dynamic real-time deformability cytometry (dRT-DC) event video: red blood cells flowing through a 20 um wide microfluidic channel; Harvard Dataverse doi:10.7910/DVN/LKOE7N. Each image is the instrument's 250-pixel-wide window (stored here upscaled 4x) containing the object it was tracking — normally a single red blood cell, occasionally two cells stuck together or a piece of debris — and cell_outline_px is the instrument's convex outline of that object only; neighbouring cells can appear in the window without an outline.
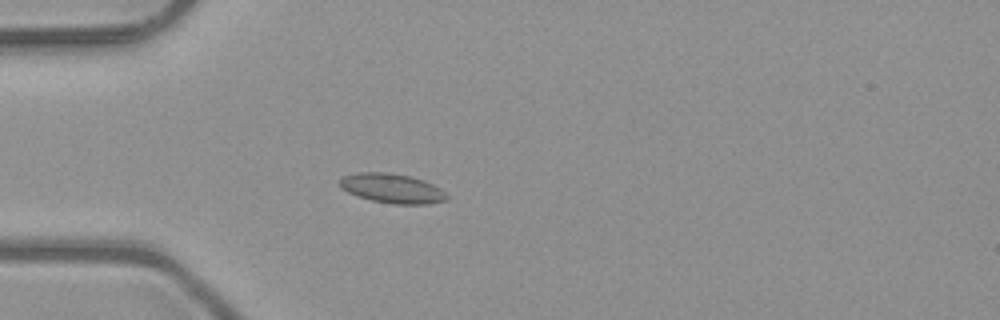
{"species": "common noctule bat (a hibernating species)", "species_latin": "Nyctalus noctula", "temperature_condition": "room temperature", "stored_images_in_passage": 3, "camera_frame_rate_fps": 3000, "um_per_image_px": 0.085, "animal": {"sex": "male", "body_mass_g": 23.1, "forearm_length_mm": 52.7}, "frame": {"image": 1, "passage_image": 3, "time_ms": 0.667, "image_size_px": [1000, 320], "cell_outline_px": [[448, 200], [428, 204], [392, 204], [372, 200], [356, 196], [340, 188], [340, 180], [344, 176], [360, 172], [388, 172], [408, 176], [424, 180], [440, 188], [448, 196]], "centroid_in_image_um": [33.34, 16.02], "position_along_channel_um": 51.7, "area_um2": 18.38}}